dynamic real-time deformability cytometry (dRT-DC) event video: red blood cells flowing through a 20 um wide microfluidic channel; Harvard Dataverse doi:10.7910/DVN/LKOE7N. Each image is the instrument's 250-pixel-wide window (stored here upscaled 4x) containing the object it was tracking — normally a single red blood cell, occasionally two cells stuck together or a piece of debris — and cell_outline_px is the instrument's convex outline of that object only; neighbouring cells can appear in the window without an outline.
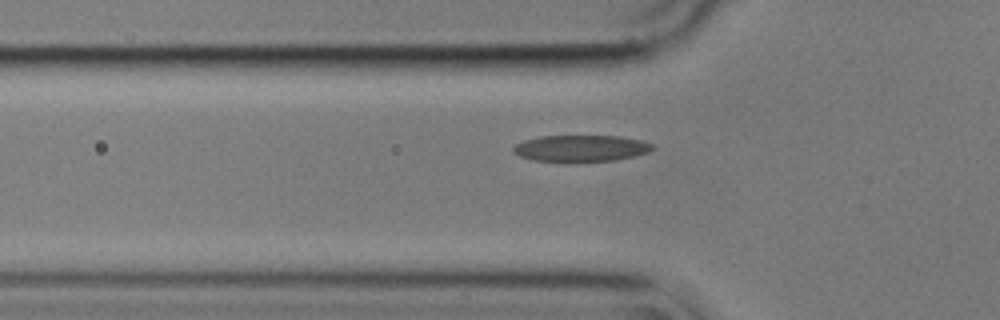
{"species": "common noctule bat (a hibernating species)", "species_latin": "Nyctalus noctula", "temperature_condition": "cold", "stored_images_in_passage": 27, "camera_frame_rate_fps": 3000, "um_per_image_px": 0.085, "animal": {"sex": "male", "body_mass_g": 17.9}, "frame": {"image": 1, "passage_image": 2, "time_ms": 0.333, "image_size_px": [1000, 320], "cell_outline_px": [[656, 148], [648, 152], [616, 160], [572, 164], [564, 164], [532, 160], [520, 156], [512, 152], [512, 148], [516, 144], [524, 140], [540, 136], [620, 136], [644, 140], [652, 144]], "centroid_in_image_um": [49.35, 12.64], "position_along_channel_um": 76.4, "area_um2": 22.43}}
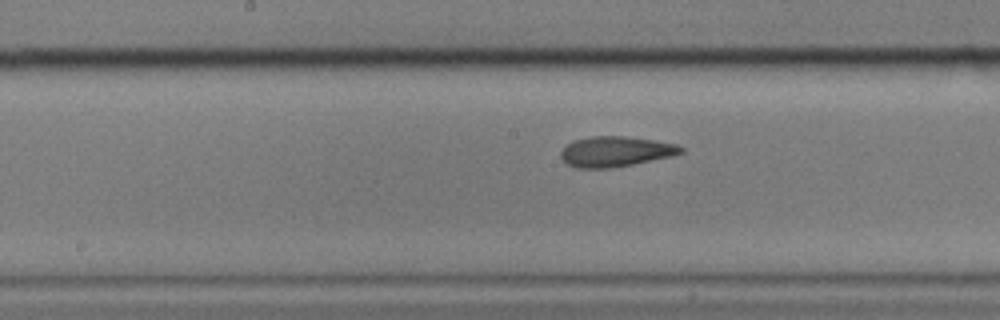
{"frame": {"image": 2, "passage_image": 12, "time_ms": 3.667, "image_size_px": [1000, 320], "cell_outline_px": [[684, 152], [672, 156], [612, 168], [576, 168], [568, 164], [560, 156], [560, 152], [568, 144], [576, 140], [592, 136], [624, 136], [652, 140], [676, 144], [684, 148]], "centroid_in_image_um": [52.33, 12.88], "position_along_channel_um": 195.9, "area_um2": 20.98}}
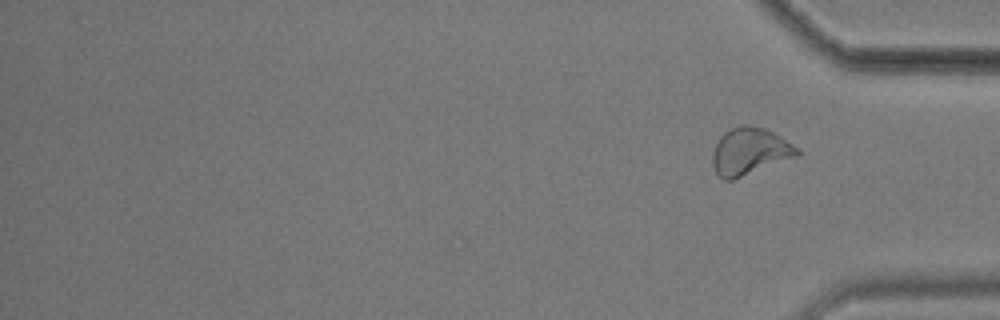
{"frame": {"image": 3, "passage_image": 27, "time_ms": 8.667, "image_size_px": [1000, 320], "cell_outline_px": [[800, 152], [796, 156], [732, 180], [724, 180], [716, 172], [712, 164], [712, 152], [720, 136], [724, 132], [740, 124], [748, 124], [764, 128], [772, 132], [800, 148]], "centroid_in_image_um": [63.7, 12.85], "position_along_channel_um": 371.5, "area_um2": 23.0}, "authors_computed_cell_mechanics": {"area_um2": 21.1548, "velocity_mm_per_s": 3.5616, "shape_relaxation_time_tau1_ms": 5.8122, "shape_relaxation_time_tau2_ms": 2.057, "deformation_change_tau1": 0.1447, "deformation_change_tau2": 0.0772}}